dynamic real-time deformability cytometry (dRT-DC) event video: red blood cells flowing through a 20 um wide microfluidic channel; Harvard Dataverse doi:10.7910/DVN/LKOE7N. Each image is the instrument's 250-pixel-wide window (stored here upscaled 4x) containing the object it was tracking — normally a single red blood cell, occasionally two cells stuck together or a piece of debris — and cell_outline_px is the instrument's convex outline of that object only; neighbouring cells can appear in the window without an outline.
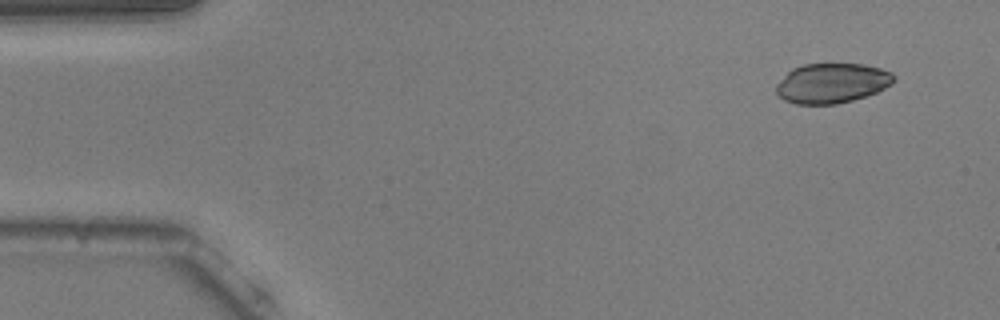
{"species": "common noctule bat (a hibernating species)", "species_latin": "Nyctalus noctula", "temperature_condition": "warm", "stored_images_in_passage": 50, "camera_frame_rate_fps": 3000, "um_per_image_px": 0.085, "animal": {"sex": "male", "body_mass_g": 20.5, "forearm_length_mm": 52.5}, "frame": {"image": 1, "passage_image": 1, "time_ms": 0.0, "image_size_px": [1000, 320], "cell_outline_px": [[896, 80], [892, 84], [876, 92], [852, 100], [836, 104], [796, 104], [784, 100], [776, 92], [776, 84], [792, 68], [804, 64], [864, 64], [880, 68], [892, 72], [896, 76]], "centroid_in_image_um": [70.73, 7.06], "position_along_channel_um": 14.3, "area_um2": 27.34}}
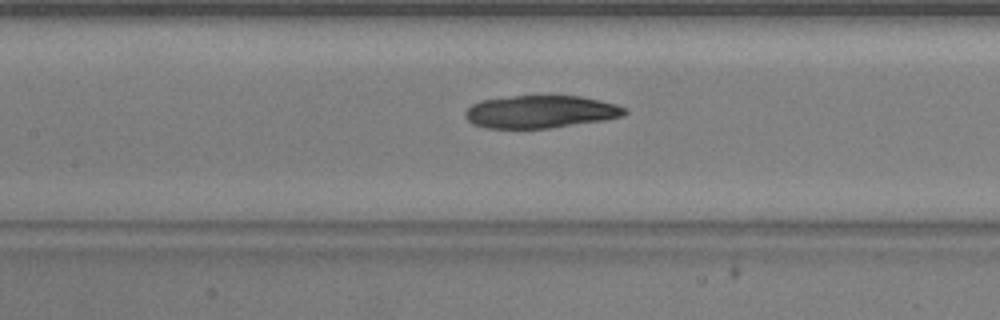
{"frame": {"image": 2, "passage_image": 21, "time_ms": 6.667, "image_size_px": [1000, 320], "cell_outline_px": [[628, 112], [624, 116], [604, 120], [548, 128], [484, 128], [472, 124], [464, 116], [464, 112], [472, 104], [480, 100], [512, 96], [580, 96], [600, 100], [616, 104], [628, 108]], "centroid_in_image_um": [45.95, 9.5], "position_along_channel_um": 161.5, "area_um2": 30.46}}
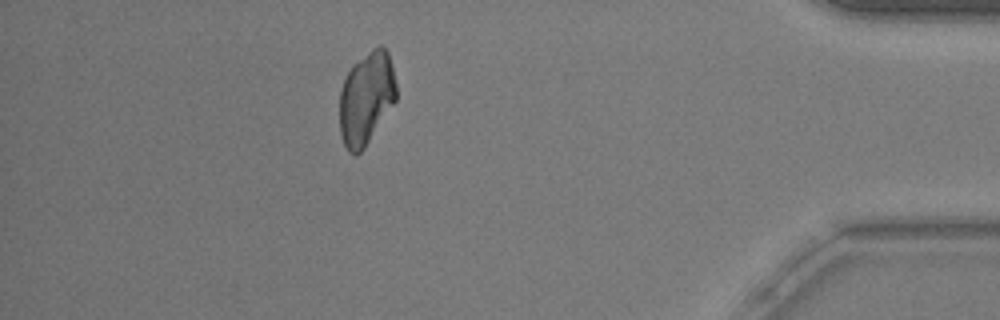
{"frame": {"image": 3, "passage_image": 44, "time_ms": 14.333, "image_size_px": [1000, 320], "cell_outline_px": [[396, 100], [364, 148], [356, 156], [348, 152], [344, 144], [340, 132], [340, 92], [344, 80], [352, 64], [372, 48], [380, 44], [388, 52], [392, 64], [396, 84]], "centroid_in_image_um": [31.13, 8.33], "position_along_channel_um": 404.1, "area_um2": 30.63}}